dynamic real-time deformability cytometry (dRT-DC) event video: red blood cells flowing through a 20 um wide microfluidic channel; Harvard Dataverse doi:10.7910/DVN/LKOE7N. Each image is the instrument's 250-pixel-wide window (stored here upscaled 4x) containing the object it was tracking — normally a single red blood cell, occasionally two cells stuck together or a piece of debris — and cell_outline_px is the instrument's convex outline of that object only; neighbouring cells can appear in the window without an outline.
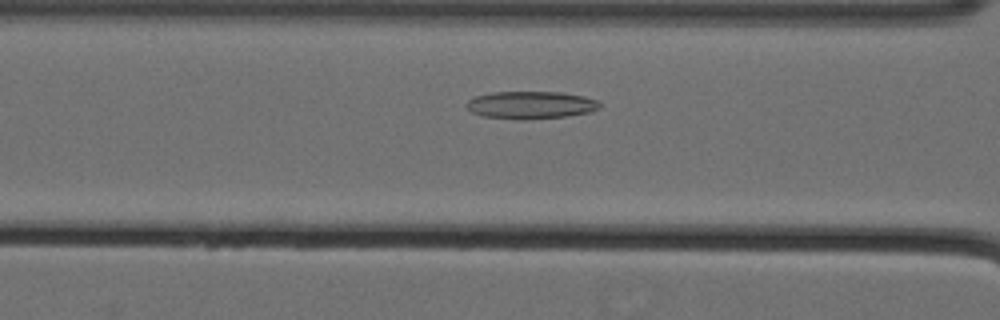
{"species": "Egyptian fruit bat (a non-hibernating species)", "species_latin": "Rousettus aegyptiacus", "temperature_condition": "cold", "stored_images_in_passage": 47, "camera_frame_rate_fps": 3000, "um_per_image_px": 0.085, "animal": {"sex": "female"}, "frame": {"image": 1, "passage_image": 15, "time_ms": 4.667, "image_size_px": [1000, 320], "cell_outline_px": [[600, 108], [588, 112], [568, 116], [524, 120], [480, 116], [472, 112], [464, 104], [468, 100], [476, 96], [492, 92], [560, 92], [584, 96], [596, 100], [600, 104]], "centroid_in_image_um": [45.09, 8.93], "position_along_channel_um": 121.5, "area_um2": 21.44}}
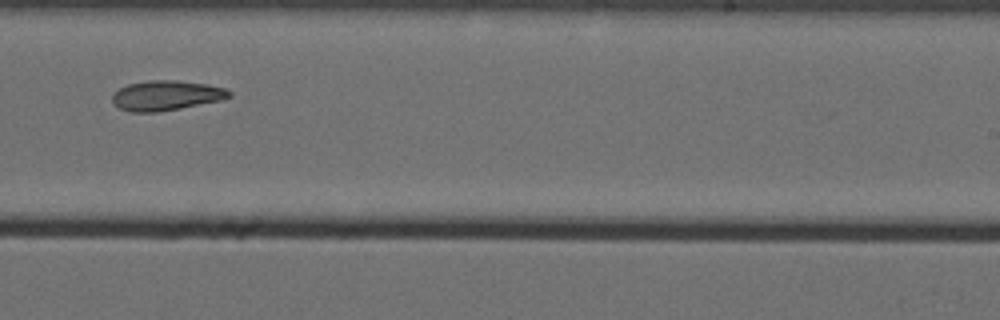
{"frame": {"image": 2, "passage_image": 28, "time_ms": 9.0, "image_size_px": [1000, 320], "cell_outline_px": [[232, 96], [220, 100], [180, 108], [156, 112], [128, 112], [112, 104], [112, 96], [120, 88], [128, 84], [148, 80], [176, 80], [208, 84], [224, 88], [232, 92]], "centroid_in_image_um": [14.11, 8.11], "position_along_channel_um": 274.9, "area_um2": 20.35}}
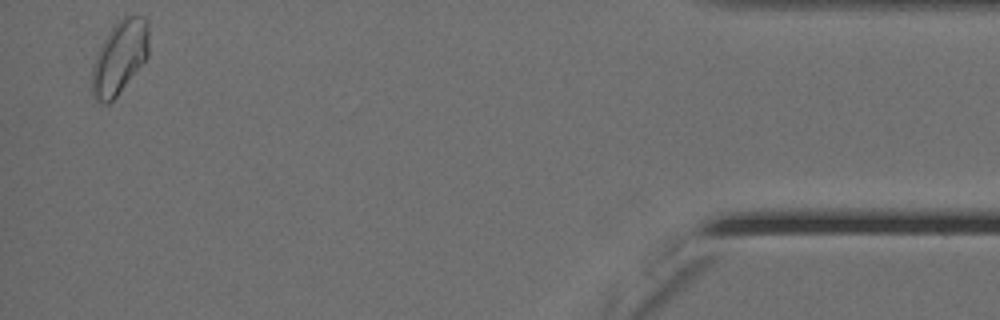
{"frame": {"image": 3, "passage_image": 46, "time_ms": 15.0, "image_size_px": [1000, 320], "cell_outline_px": [[148, 56], [116, 96], [108, 104], [104, 104], [92, 96], [92, 68], [96, 56], [108, 32], [124, 16], [144, 16], [148, 20]], "centroid_in_image_um": [10.17, 4.86], "position_along_channel_um": 425.0, "area_um2": 23.81}, "authors_computed_cell_mechanics": {"area_um2": 20.9814, "velocity_mm_per_s": 3.5546, "shape_relaxation_time_tau1_ms": null, "shape_relaxation_time_tau2_ms": 7.6457, "deformation_change_tau1": null, "deformation_change_tau2": 0.1306}}